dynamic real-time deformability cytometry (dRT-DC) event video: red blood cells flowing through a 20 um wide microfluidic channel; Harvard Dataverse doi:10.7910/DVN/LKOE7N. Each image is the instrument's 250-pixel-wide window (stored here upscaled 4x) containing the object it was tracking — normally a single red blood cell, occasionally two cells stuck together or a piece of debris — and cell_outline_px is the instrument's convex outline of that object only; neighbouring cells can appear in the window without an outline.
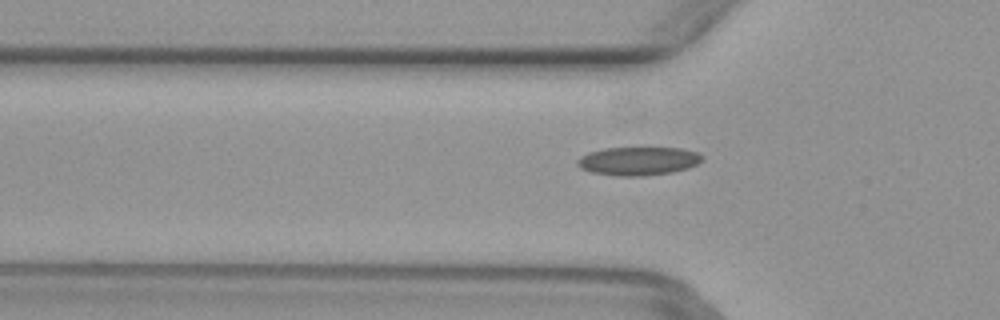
{"species": "common noctule bat (a hibernating species)", "species_latin": "Nyctalus noctula", "temperature_condition": "warm", "stored_images_in_passage": 44, "camera_frame_rate_fps": 3000, "um_per_image_px": 0.085, "animal": {"sex": "female", "body_mass_g": 29.2, "forearm_length_mm": 56.3}, "frame": {"image": 1, "passage_image": 17, "time_ms": 5.333, "image_size_px": [1000, 320], "cell_outline_px": [[704, 160], [688, 168], [672, 172], [640, 176], [620, 176], [592, 172], [580, 168], [576, 164], [576, 160], [580, 156], [588, 152], [604, 148], [680, 148], [696, 152], [704, 156]], "centroid_in_image_um": [54.24, 13.68], "position_along_channel_um": 71.6, "area_um2": 20.69}}
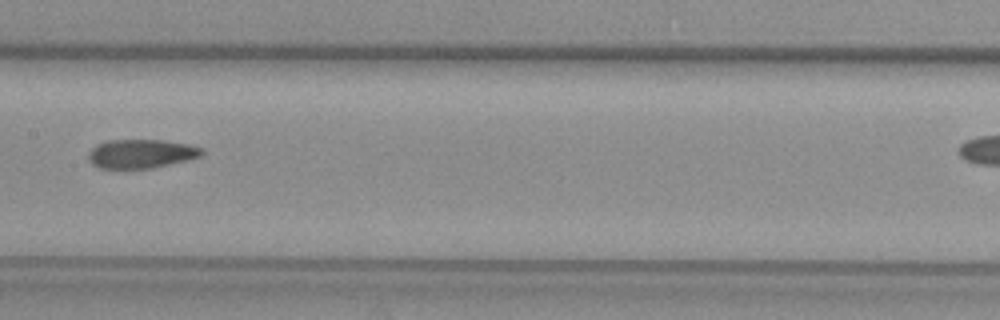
{"frame": {"image": 2, "passage_image": 26, "time_ms": 8.333, "image_size_px": [1000, 320], "cell_outline_px": [[204, 152], [200, 156], [188, 160], [152, 168], [100, 168], [92, 164], [88, 160], [88, 152], [96, 144], [108, 140], [160, 140], [188, 144], [204, 148]], "centroid_in_image_um": [11.99, 13.06], "position_along_channel_um": 195.4, "area_um2": 19.13}}
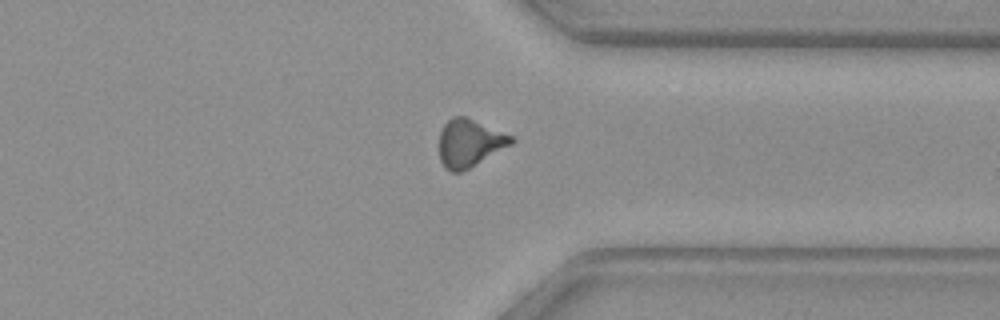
{"frame": {"image": 3, "passage_image": 39, "time_ms": 12.667, "image_size_px": [1000, 320], "cell_outline_px": [[516, 140], [512, 144], [468, 168], [460, 172], [452, 172], [444, 168], [440, 160], [440, 132], [444, 124], [452, 116], [464, 116], [512, 136]], "centroid_in_image_um": [39.88, 12.16], "position_along_channel_um": 371.5, "area_um2": 19.65}}